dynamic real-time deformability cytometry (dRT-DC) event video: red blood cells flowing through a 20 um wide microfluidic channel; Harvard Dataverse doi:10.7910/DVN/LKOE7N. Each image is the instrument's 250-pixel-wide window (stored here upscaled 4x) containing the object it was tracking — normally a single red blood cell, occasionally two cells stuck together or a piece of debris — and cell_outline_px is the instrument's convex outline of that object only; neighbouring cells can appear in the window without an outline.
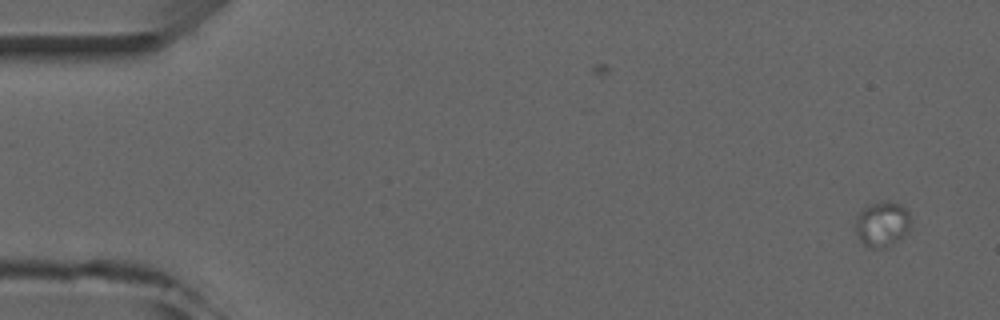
{"species": "common noctule bat (a hibernating species)", "species_latin": "Nyctalus noctula", "temperature_condition": "room temperature", "stored_images_in_passage": 2, "camera_frame_rate_fps": 3000, "um_per_image_px": 0.085, "animal": {"sex": "male", "forearm_length_mm": 52.5}, "frame": {"image": 1, "passage_image": 2, "time_ms": 1.333, "image_size_px": [1000, 320], "cell_outline_px": [[908, 232], [900, 240], [884, 248], [868, 248], [860, 240], [856, 232], [856, 216], [864, 208], [872, 204], [884, 200], [888, 200], [900, 204], [908, 212]], "centroid_in_image_um": [74.97, 19.06], "position_along_channel_um": 10.0, "area_um2": 14.45}}